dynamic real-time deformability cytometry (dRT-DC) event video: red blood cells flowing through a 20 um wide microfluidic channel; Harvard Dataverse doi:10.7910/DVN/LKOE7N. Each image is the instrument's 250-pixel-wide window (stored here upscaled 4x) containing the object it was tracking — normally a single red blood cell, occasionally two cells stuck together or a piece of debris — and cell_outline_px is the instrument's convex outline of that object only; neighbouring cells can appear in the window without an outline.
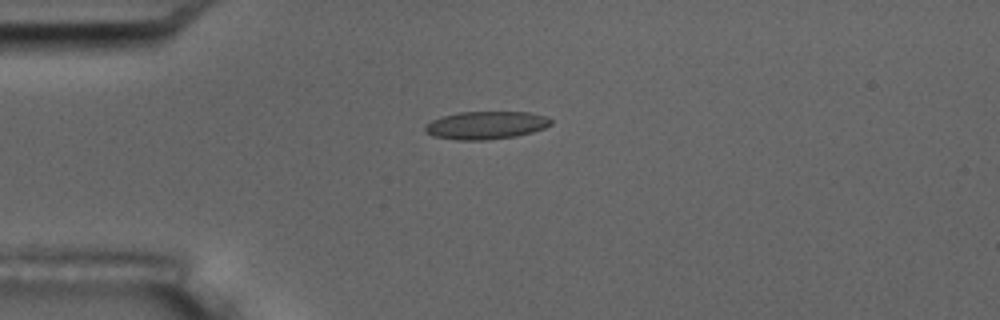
{"species": "common noctule bat (a hibernating species)", "species_latin": "Nyctalus noctula", "temperature_condition": "room temperature", "stored_images_in_passage": 4, "camera_frame_rate_fps": 3000, "um_per_image_px": 0.085, "animal": {"sex": "male", "body_mass_g": 17.5, "forearm_length_mm": 52.3}, "frame": {"image": 1, "passage_image": 4, "time_ms": 3.667, "image_size_px": [1000, 320], "cell_outline_px": [[552, 124], [544, 128], [532, 132], [516, 136], [484, 140], [456, 140], [432, 136], [424, 132], [424, 128], [432, 120], [444, 116], [460, 112], [528, 112], [548, 116], [552, 120]], "centroid_in_image_um": [41.32, 10.65], "position_along_channel_um": 43.7, "area_um2": 20.46}}